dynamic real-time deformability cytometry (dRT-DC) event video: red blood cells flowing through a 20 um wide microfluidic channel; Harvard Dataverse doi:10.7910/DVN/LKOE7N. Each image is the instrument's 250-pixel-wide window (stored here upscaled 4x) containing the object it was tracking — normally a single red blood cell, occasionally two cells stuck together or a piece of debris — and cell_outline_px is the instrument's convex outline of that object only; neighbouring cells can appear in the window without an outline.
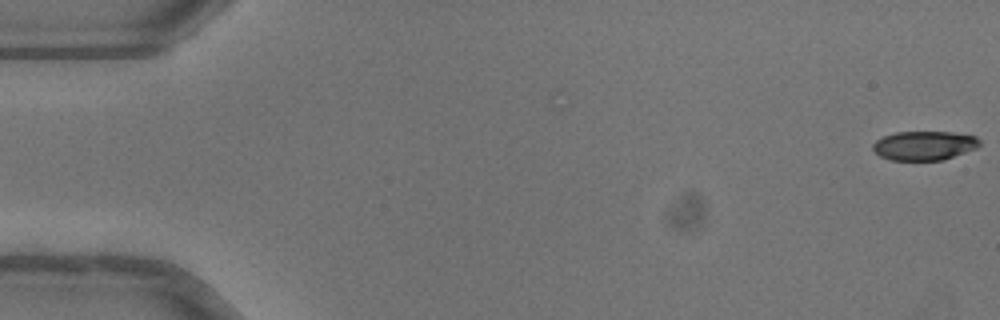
{"species": "common noctule bat (a hibernating species)", "species_latin": "Nyctalus noctula", "temperature_condition": "warm", "stored_images_in_passage": 52, "camera_frame_rate_fps": 3000, "um_per_image_px": 0.085, "animal": {"sex": "female"}, "frame": {"image": 1, "passage_image": 1, "time_ms": 0.0, "image_size_px": [1000, 320], "cell_outline_px": [[980, 144], [976, 148], [940, 160], [892, 160], [880, 156], [872, 148], [872, 144], [876, 140], [884, 136], [896, 132], [952, 132], [976, 136], [980, 140]], "centroid_in_image_um": [78.54, 12.36], "position_along_channel_um": 6.5, "area_um2": 17.92}}
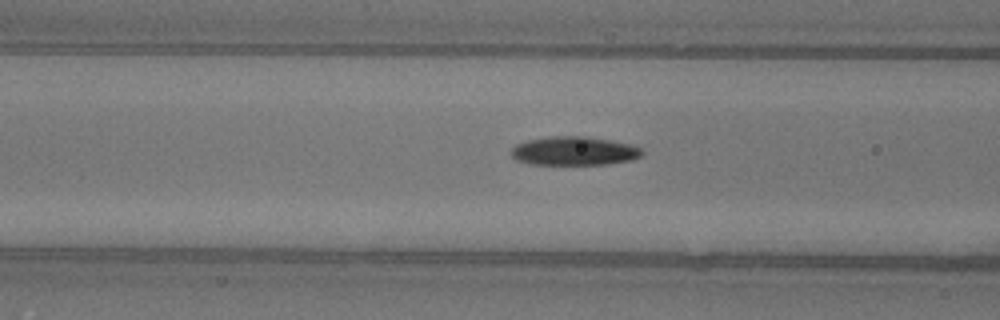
{"frame": {"image": 2, "passage_image": 21, "time_ms": 6.667, "image_size_px": [1000, 320], "cell_outline_px": [[644, 152], [640, 156], [632, 160], [604, 164], [532, 164], [516, 160], [508, 152], [516, 144], [528, 140], [548, 136], [584, 136], [608, 140], [628, 144], [640, 148]], "centroid_in_image_um": [48.75, 12.83], "position_along_channel_um": 117.9, "area_um2": 21.79}}
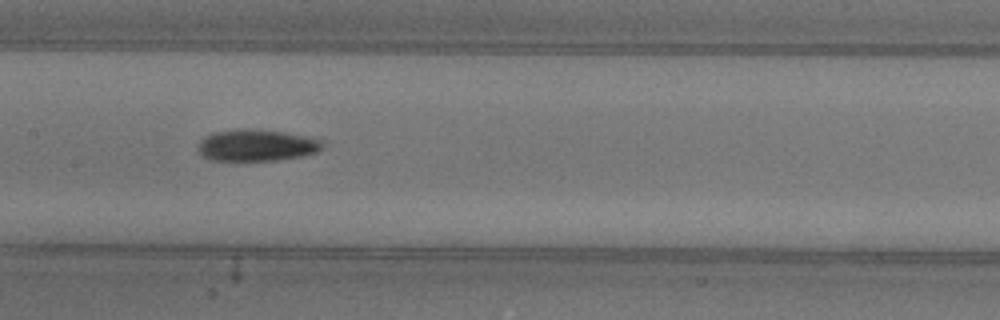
{"frame": {"image": 3, "passage_image": 26, "time_ms": 8.333, "image_size_px": [1000, 320], "cell_outline_px": [[324, 144], [316, 152], [304, 156], [280, 160], [212, 160], [204, 156], [196, 148], [200, 140], [204, 136], [212, 132], [236, 128], [244, 128], [284, 132], [324, 140]], "centroid_in_image_um": [21.79, 12.34], "position_along_channel_um": 185.6, "area_um2": 23.12}, "authors_computed_cell_mechanics": {"area_um2": 21.097, "velocity_mm_per_s": 4.0576, "shape_relaxation_time_tau1_ms": 7.0746, "shape_relaxation_time_tau2_ms": null, "deformation_change_tau1": 0.2063, "deformation_change_tau2": null}}